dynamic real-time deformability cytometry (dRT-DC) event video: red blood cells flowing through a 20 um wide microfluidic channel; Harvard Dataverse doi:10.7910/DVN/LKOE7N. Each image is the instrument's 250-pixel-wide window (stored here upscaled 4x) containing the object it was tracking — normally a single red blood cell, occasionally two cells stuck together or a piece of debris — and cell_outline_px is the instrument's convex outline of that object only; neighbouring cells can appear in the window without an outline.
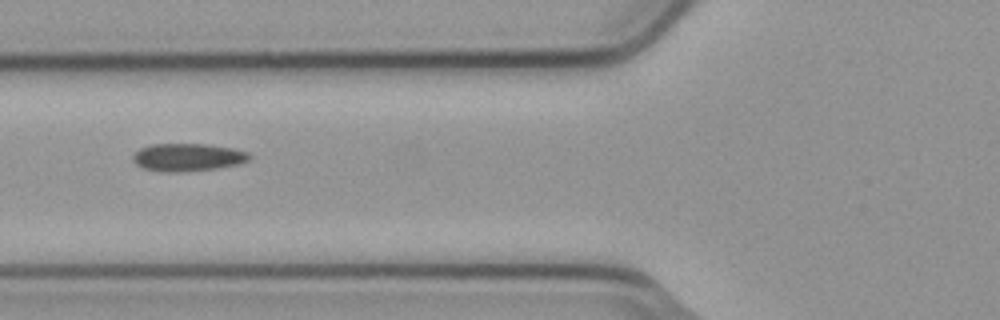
{"species": "common noctule bat (a hibernating species)", "species_latin": "Nyctalus noctula", "temperature_condition": "cold", "stored_images_in_passage": 8, "camera_frame_rate_fps": 3000, "um_per_image_px": 0.085, "animal": {"sex": "male", "body_mass_g": 23.1, "forearm_length_mm": 52.7}, "frame": {"image": 1, "passage_image": 6, "time_ms": 1.667, "image_size_px": [1000, 320], "cell_outline_px": [[252, 156], [248, 160], [236, 164], [216, 168], [180, 172], [168, 172], [144, 168], [136, 164], [132, 160], [132, 156], [140, 148], [152, 144], [208, 144], [232, 148], [248, 152]], "centroid_in_image_um": [15.95, 13.36], "position_along_channel_um": 109.9, "area_um2": 18.67}}
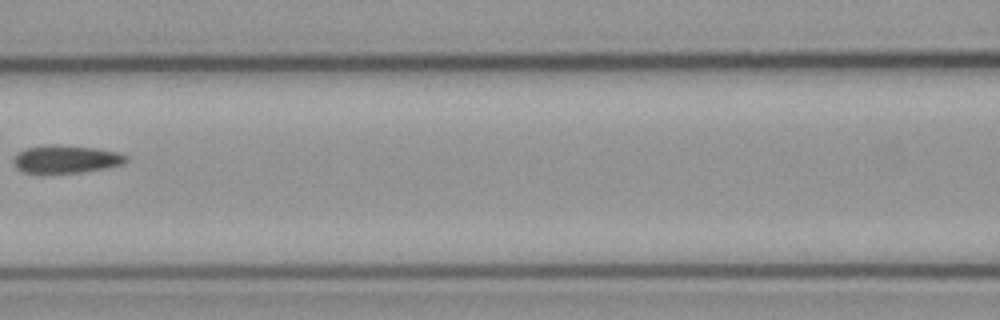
{"frame": {"image": 2, "passage_image": 7, "time_ms": 2.0, "image_size_px": [1000, 320], "cell_outline_px": [[128, 160], [120, 164], [104, 168], [80, 172], [24, 172], [16, 168], [12, 160], [20, 152], [28, 148], [48, 144], [56, 144], [100, 148], [120, 152], [128, 156]], "centroid_in_image_um": [5.65, 13.5], "position_along_channel_um": 160.9, "area_um2": 18.09}}
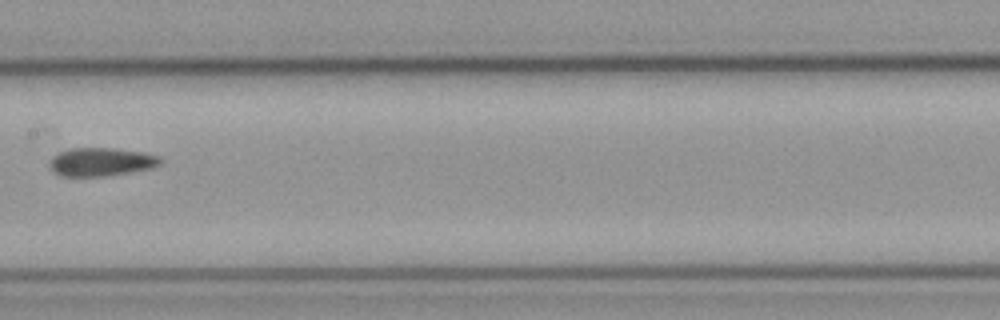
{"frame": {"image": 3, "passage_image": 8, "time_ms": 2.333, "image_size_px": [1000, 320], "cell_outline_px": [[164, 160], [160, 164], [152, 168], [112, 176], [60, 176], [52, 172], [52, 160], [60, 152], [68, 148], [116, 148], [140, 152], [160, 156]], "centroid_in_image_um": [8.67, 13.77], "position_along_channel_um": 198.7, "area_um2": 18.32}}